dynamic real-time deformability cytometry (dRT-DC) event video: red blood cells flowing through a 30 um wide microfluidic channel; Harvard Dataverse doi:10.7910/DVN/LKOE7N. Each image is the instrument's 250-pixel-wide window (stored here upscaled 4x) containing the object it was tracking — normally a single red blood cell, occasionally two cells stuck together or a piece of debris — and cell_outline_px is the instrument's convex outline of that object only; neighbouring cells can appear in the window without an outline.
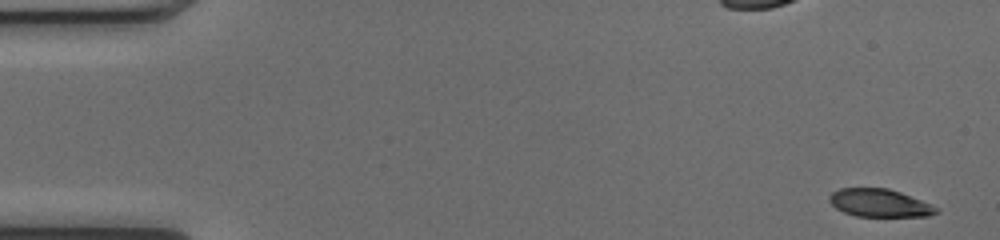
{"species": "common noctule bat (a hibernating species)", "species_latin": "Nyctalus noctula", "temperature_condition": "cold", "stored_images_in_passage": 50, "camera_frame_rate_fps": 3000, "um_per_image_px": 0.085, "animal": {"sex": "female", "body_mass_g": 17.0, "forearm_length_mm": 48.0}, "frame": {"image": 1, "passage_image": 1, "time_ms": 0.0, "image_size_px": [1000, 240], "cell_outline_px": [[940, 212], [928, 216], [856, 216], [844, 212], [836, 208], [828, 200], [828, 196], [832, 192], [840, 188], [888, 188], [900, 192], [940, 208]], "centroid_in_image_um": [74.76, 17.25], "position_along_channel_um": 10.2, "area_um2": 17.34}}
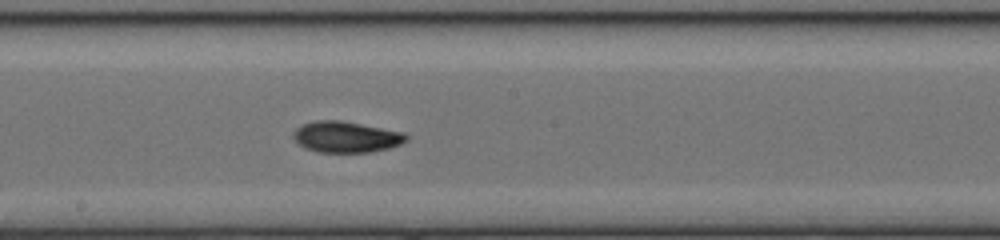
{"frame": {"image": 2, "passage_image": 27, "time_ms": 8.667, "image_size_px": [1000, 240], "cell_outline_px": [[408, 140], [400, 144], [388, 148], [368, 152], [316, 152], [304, 148], [292, 136], [292, 132], [296, 128], [304, 124], [316, 120], [340, 120], [404, 132], [408, 136]], "centroid_in_image_um": [29.41, 11.64], "position_along_channel_um": 218.8, "area_um2": 20.4}}
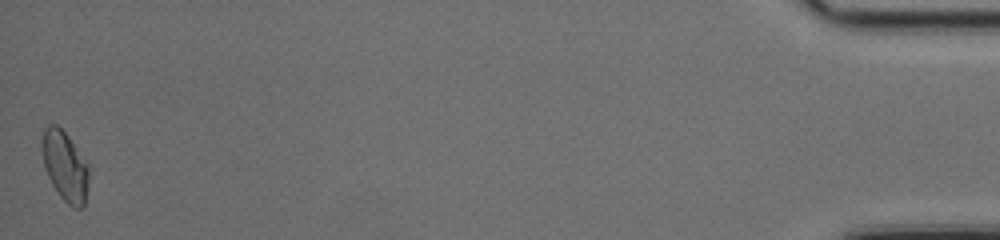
{"frame": {"image": 3, "passage_image": 50, "time_ms": 16.333, "image_size_px": [1000, 240], "cell_outline_px": [[88, 184], [84, 204], [80, 208], [72, 208], [60, 196], [52, 184], [44, 168], [40, 148], [40, 144], [44, 128], [48, 124], [56, 124], [68, 136], [88, 164]], "centroid_in_image_um": [5.49, 14.1], "position_along_channel_um": 429.7, "area_um2": 19.13}, "authors_computed_cell_mechanics": {"area_um2": 19.2185, "velocity_mm_per_s": 4.0467, "shape_relaxation_time_tau1_ms": 3.7758, "shape_relaxation_time_tau2_ms": 2.1312, "deformation_change_tau1": 0.1546, "deformation_change_tau2": 0.057}}